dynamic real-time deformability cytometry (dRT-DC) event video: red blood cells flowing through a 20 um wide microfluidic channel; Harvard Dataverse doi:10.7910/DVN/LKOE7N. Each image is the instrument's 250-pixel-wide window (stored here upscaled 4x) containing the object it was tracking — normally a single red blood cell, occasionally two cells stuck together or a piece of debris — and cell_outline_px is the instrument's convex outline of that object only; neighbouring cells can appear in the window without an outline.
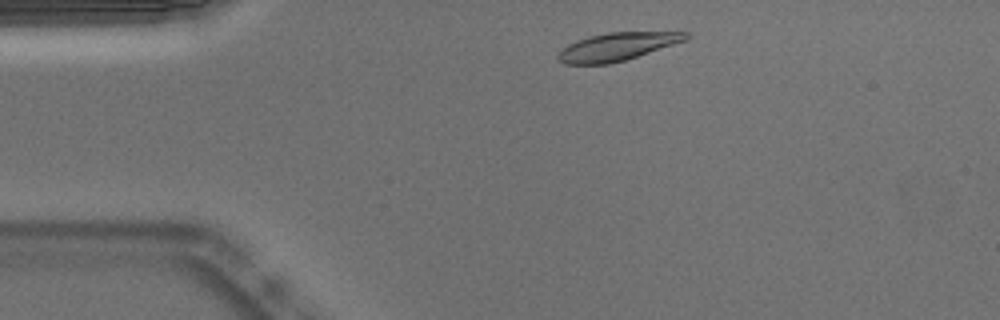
{"species": "Egyptian fruit bat (a non-hibernating species)", "species_latin": "Rousettus aegyptiacus", "temperature_condition": "warm", "stored_images_in_passage": 46, "camera_frame_rate_fps": 3000, "um_per_image_px": 0.085, "animal": {"sex": "male"}, "frame": {"image": 1, "passage_image": 3, "time_ms": 0.667, "image_size_px": [1000, 320], "cell_outline_px": [[688, 40], [624, 60], [608, 64], [564, 64], [556, 60], [556, 56], [568, 44], [576, 40], [608, 32], [688, 32]], "centroid_in_image_um": [52.44, 3.97], "position_along_channel_um": 32.6, "area_um2": 20.63}}
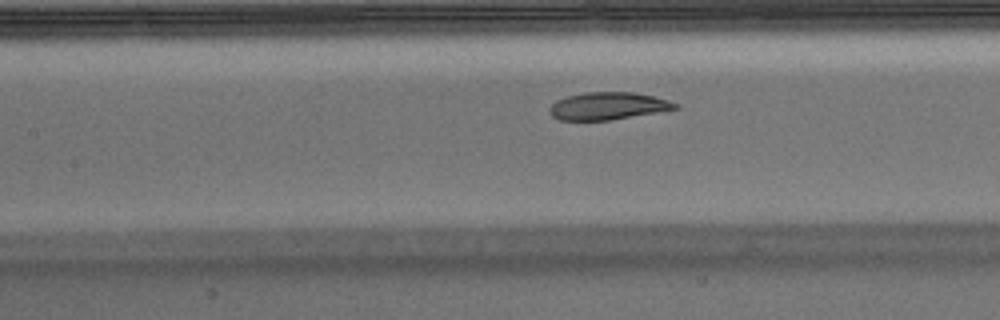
{"frame": {"image": 2, "passage_image": 16, "time_ms": 5.0, "image_size_px": [1000, 320], "cell_outline_px": [[680, 108], [612, 120], [560, 120], [552, 116], [548, 112], [548, 108], [556, 100], [568, 96], [584, 92], [632, 92], [652, 96], [668, 100], [680, 104]], "centroid_in_image_um": [51.67, 9.01], "position_along_channel_um": 155.7, "area_um2": 20.17}}
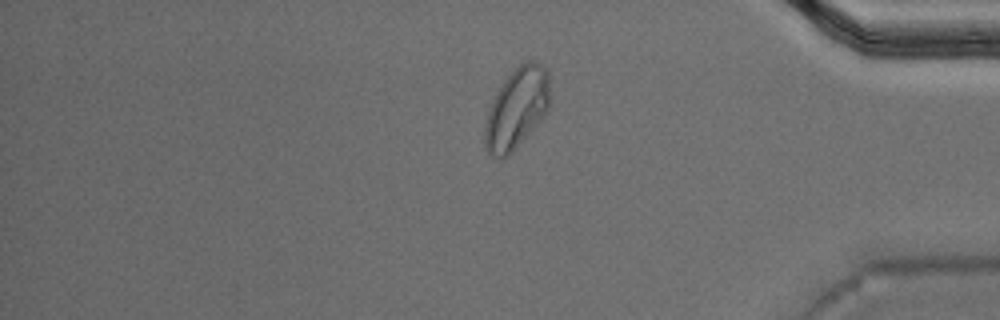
{"frame": {"image": 3, "passage_image": 37, "time_ms": 12.0, "image_size_px": [1000, 320], "cell_outline_px": [[552, 100], [548, 108], [540, 120], [512, 152], [508, 156], [496, 156], [488, 152], [484, 144], [484, 128], [488, 112], [492, 100], [496, 92], [504, 80], [520, 64], [528, 60], [536, 60], [548, 68]], "centroid_in_image_um": [43.96, 9.15], "position_along_channel_um": 391.2, "area_um2": 30.63}, "authors_computed_cell_mechanics": {"area_um2": 21.8195, "velocity_mm_per_s": 3.7433, "shape_relaxation_time_tau1_ms": 5.1312, "shape_relaxation_time_tau2_ms": 1.8602, "deformation_change_tau1": 0.1839, "deformation_change_tau2": 0.0628}}